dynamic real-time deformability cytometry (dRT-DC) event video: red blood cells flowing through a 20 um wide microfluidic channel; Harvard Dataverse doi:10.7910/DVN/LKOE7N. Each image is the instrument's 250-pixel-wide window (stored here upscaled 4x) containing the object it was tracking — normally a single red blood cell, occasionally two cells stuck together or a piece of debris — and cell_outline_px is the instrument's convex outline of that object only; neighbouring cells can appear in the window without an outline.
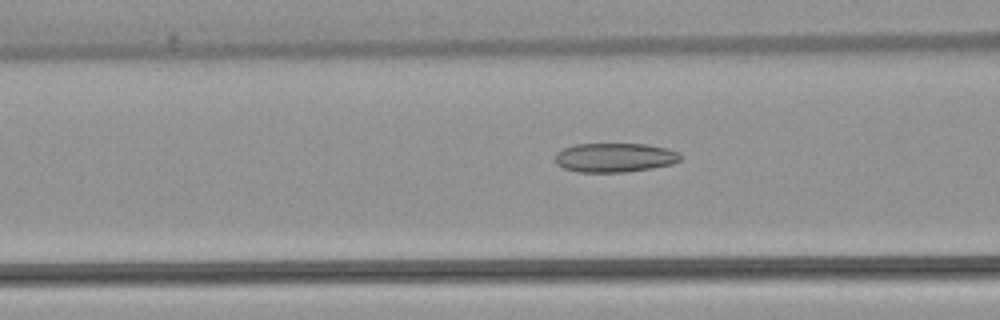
{"species": "common noctule bat (a hibernating species)", "species_latin": "Nyctalus noctula", "temperature_condition": "warm", "stored_images_in_passage": 53, "camera_frame_rate_fps": 3000, "um_per_image_px": 0.085, "animal": {"sex": "female", "body_mass_g": 22.7, "forearm_length_mm": 54.2}, "frame": {"image": 1, "passage_image": 21, "time_ms": 6.667, "image_size_px": [1000, 320], "cell_outline_px": [[680, 160], [672, 164], [652, 168], [624, 172], [576, 172], [564, 168], [556, 164], [556, 152], [564, 148], [576, 144], [648, 144], [668, 148], [680, 152]], "centroid_in_image_um": [52.26, 13.39], "position_along_channel_um": 114.3, "area_um2": 21.39}}
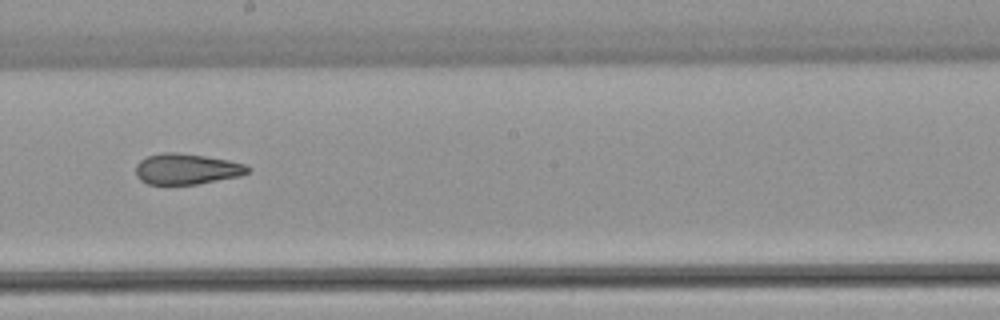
{"frame": {"image": 2, "passage_image": 30, "time_ms": 9.667, "image_size_px": [1000, 320], "cell_outline_px": [[252, 168], [248, 172], [240, 176], [196, 184], [148, 184], [140, 180], [136, 176], [136, 164], [140, 160], [148, 156], [164, 152], [176, 152], [204, 156], [228, 160], [248, 164]], "centroid_in_image_um": [15.88, 14.36], "position_along_channel_um": 232.3, "area_um2": 20.11}}
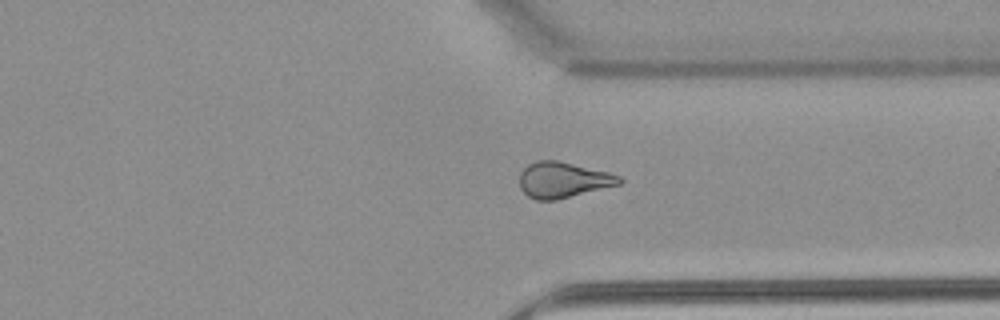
{"frame": {"image": 3, "passage_image": 40, "time_ms": 13.0, "image_size_px": [1000, 320], "cell_outline_px": [[624, 180], [620, 184], [556, 200], [536, 200], [528, 196], [520, 188], [520, 172], [528, 164], [536, 160], [556, 160], [608, 172], [620, 176]], "centroid_in_image_um": [47.84, 15.29], "position_along_channel_um": 363.6, "area_um2": 20.69}, "authors_computed_cell_mechanics": {"area_um2": 22.3686, "velocity_mm_per_s": 3.9333, "shape_relaxation_time_tau1_ms": null, "shape_relaxation_time_tau2_ms": 3.2241, "deformation_change_tau1": null, "deformation_change_tau2": 0.1261}}